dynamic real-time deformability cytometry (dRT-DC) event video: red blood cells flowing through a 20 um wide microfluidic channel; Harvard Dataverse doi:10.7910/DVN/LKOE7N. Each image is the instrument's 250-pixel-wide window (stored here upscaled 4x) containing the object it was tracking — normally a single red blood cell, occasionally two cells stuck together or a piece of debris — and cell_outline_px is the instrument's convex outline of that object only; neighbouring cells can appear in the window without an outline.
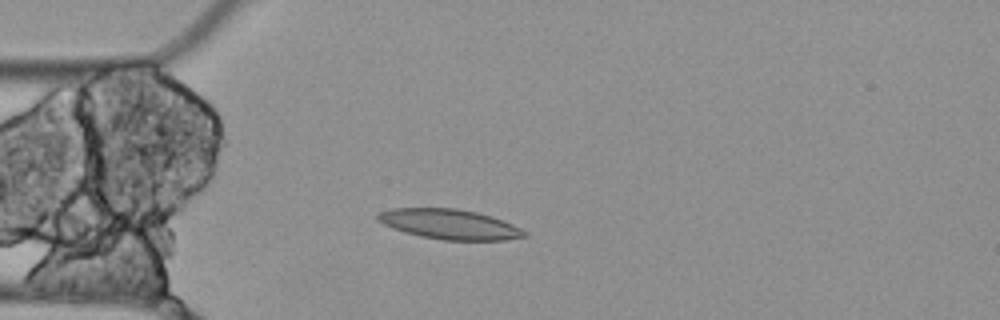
{"species": "Egyptian fruit bat (a non-hibernating species)", "species_latin": "Rousettus aegyptiacus", "temperature_condition": "cold", "stored_images_in_passage": 3, "camera_frame_rate_fps": 3000, "um_per_image_px": 0.085, "animal": {"sex": "female"}, "frame": {"image": 1, "passage_image": 2, "time_ms": 0.333, "image_size_px": [1000, 320], "cell_outline_px": [[528, 236], [508, 240], [444, 240], [420, 236], [404, 232], [392, 228], [376, 220], [376, 216], [380, 212], [392, 208], [456, 208], [476, 212], [512, 224], [528, 232]], "centroid_in_image_um": [38.2, 19.06], "position_along_channel_um": 46.8, "area_um2": 25.55}}